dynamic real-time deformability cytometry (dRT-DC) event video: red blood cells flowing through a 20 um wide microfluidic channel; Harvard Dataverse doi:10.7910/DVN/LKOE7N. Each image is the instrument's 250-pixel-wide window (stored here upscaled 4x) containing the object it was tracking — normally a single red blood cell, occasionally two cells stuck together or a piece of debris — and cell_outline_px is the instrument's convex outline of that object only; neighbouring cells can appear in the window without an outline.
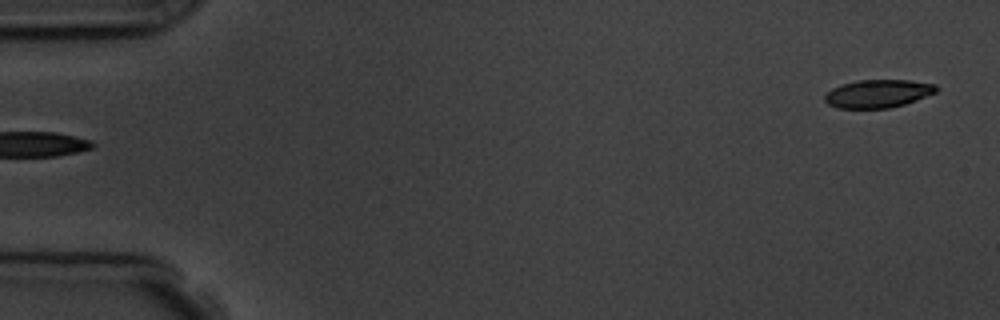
{"species": "common noctule bat (a hibernating species)", "species_latin": "Nyctalus noctula", "temperature_condition": "room temperature", "stored_images_in_passage": 4, "segment_of_instrument_passage": [2, 2], "camera_frame_rate_fps": 3000, "um_per_image_px": 0.085, "animal": {"sex": "male", "body_mass_g": 19.5, "forearm_length_mm": 54.6}, "frame": {"image": 1, "passage_image": 4, "time_ms": 3.667, "image_size_px": [1000, 320], "cell_outline_px": [[936, 92], [916, 100], [904, 104], [888, 108], [836, 108], [828, 104], [824, 100], [824, 96], [832, 88], [856, 80], [908, 80], [936, 84]], "centroid_in_image_um": [74.6, 7.96], "position_along_channel_um": 10.4, "area_um2": 18.09}}